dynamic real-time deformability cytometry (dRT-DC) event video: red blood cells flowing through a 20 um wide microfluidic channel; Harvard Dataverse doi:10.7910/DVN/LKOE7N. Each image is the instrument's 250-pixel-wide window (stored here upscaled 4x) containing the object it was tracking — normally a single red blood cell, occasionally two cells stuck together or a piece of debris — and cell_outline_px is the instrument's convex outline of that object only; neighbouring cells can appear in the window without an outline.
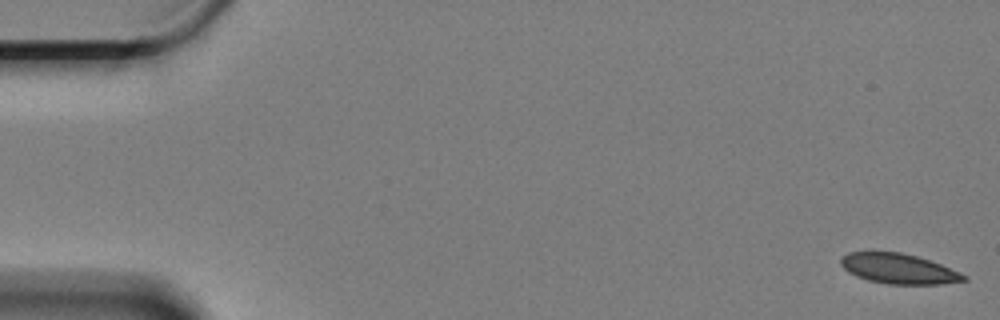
{"species": "Egyptian fruit bat (a non-hibernating species)", "species_latin": "Rousettus aegyptiacus", "temperature_condition": "cold", "stored_images_in_passage": 61, "camera_frame_rate_fps": 3000, "um_per_image_px": 0.085, "animal": {"sex": "female"}, "frame": {"image": 1, "passage_image": 1, "time_ms": 0.0, "image_size_px": [1000, 320], "cell_outline_px": [[968, 280], [940, 284], [888, 284], [868, 280], [856, 276], [848, 272], [840, 264], [840, 260], [848, 252], [872, 248], [900, 252], [916, 256], [940, 264], [960, 272], [968, 276]], "centroid_in_image_um": [76.32, 22.79], "position_along_channel_um": 8.7, "area_um2": 22.2}}
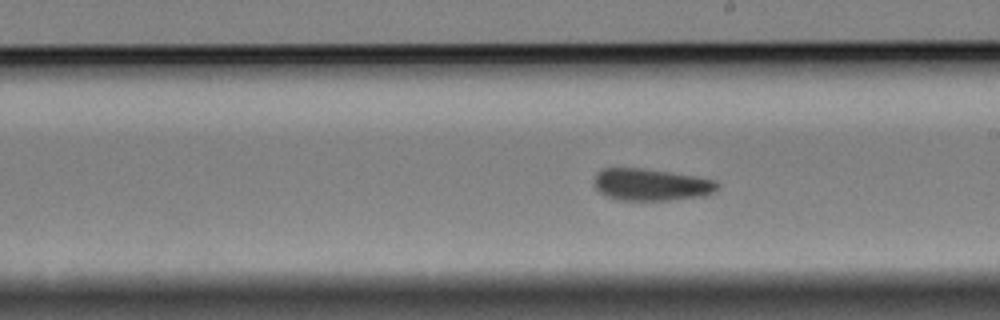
{"frame": {"image": 2, "passage_image": 34, "time_ms": 11.0, "image_size_px": [1000, 320], "cell_outline_px": [[720, 188], [716, 192], [704, 196], [672, 200], [616, 200], [600, 192], [592, 184], [596, 172], [604, 168], [644, 168], [672, 172], [696, 176], [716, 180], [720, 184]], "centroid_in_image_um": [55.38, 15.69], "position_along_channel_um": 233.6, "area_um2": 23.47}}
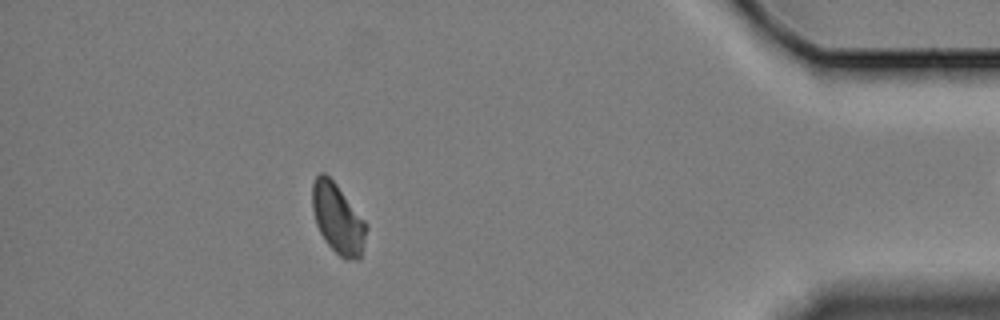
{"frame": {"image": 3, "passage_image": 54, "time_ms": 17.667, "image_size_px": [1000, 320], "cell_outline_px": [[368, 228], [360, 260], [344, 260], [324, 240], [316, 224], [312, 208], [312, 184], [316, 176], [320, 172], [324, 172], [336, 184], [364, 220]], "centroid_in_image_um": [28.71, 18.61], "position_along_channel_um": 406.5, "area_um2": 21.96}, "authors_computed_cell_mechanics": {"area_um2": 22.9466, "velocity_mm_per_s": 3.2908, "shape_relaxation_time_tau1_ms": 3.8416, "shape_relaxation_time_tau2_ms": 1.7687, "deformation_change_tau1": 0.0813, "deformation_change_tau2": 0.0594}}